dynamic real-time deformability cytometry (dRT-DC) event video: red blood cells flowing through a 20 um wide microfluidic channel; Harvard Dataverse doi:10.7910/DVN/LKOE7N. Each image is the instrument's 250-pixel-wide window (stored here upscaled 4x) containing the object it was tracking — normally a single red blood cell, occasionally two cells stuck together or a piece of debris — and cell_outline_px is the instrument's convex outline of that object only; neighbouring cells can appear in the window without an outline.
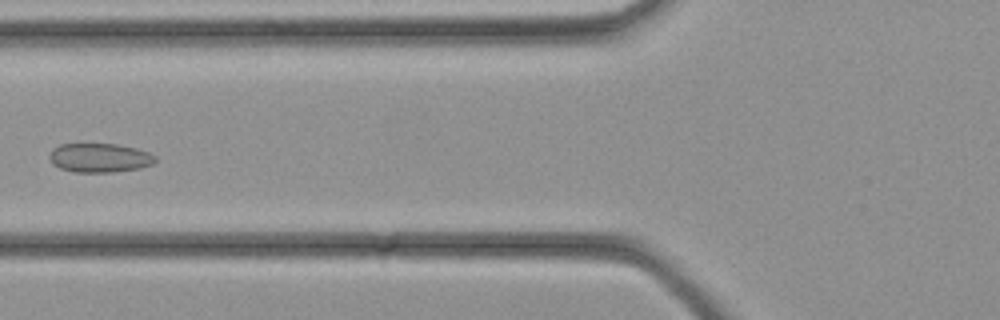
{"species": "common noctule bat (a hibernating species)", "species_latin": "Nyctalus noctula", "temperature_condition": "cold", "stored_images_in_passage": 35, "camera_frame_rate_fps": 3000, "um_per_image_px": 0.085, "animal": {"sex": "female", "body_mass_g": 21.9}, "frame": {"image": 1, "passage_image": 14, "time_ms": 4.333, "image_size_px": [1000, 320], "cell_outline_px": [[156, 160], [152, 164], [140, 168], [112, 172], [76, 172], [60, 168], [52, 164], [48, 156], [52, 148], [60, 144], [116, 144], [136, 148], [148, 152], [156, 156]], "centroid_in_image_um": [8.44, 13.41], "position_along_channel_um": 117.4, "area_um2": 17.98}}
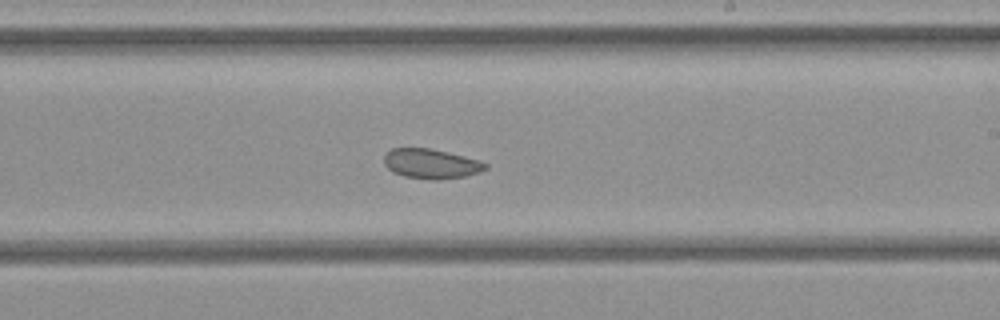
{"frame": {"image": 2, "passage_image": 21, "time_ms": 6.667, "image_size_px": [1000, 320], "cell_outline_px": [[488, 168], [480, 172], [464, 176], [436, 180], [432, 180], [404, 176], [392, 172], [384, 164], [384, 156], [392, 148], [432, 148], [480, 160], [488, 164]], "centroid_in_image_um": [36.65, 13.91], "position_along_channel_um": 252.3, "area_um2": 17.63}}
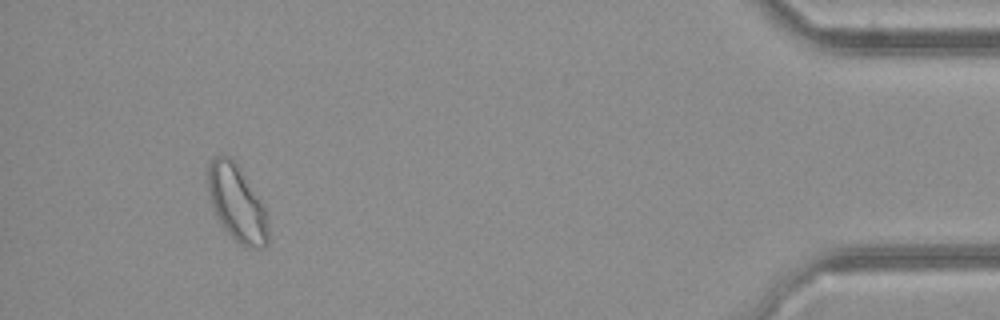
{"frame": {"image": 3, "passage_image": 33, "time_ms": 10.667, "image_size_px": [1000, 320], "cell_outline_px": [[268, 244], [252, 248], [248, 248], [240, 244], [224, 228], [216, 216], [212, 208], [208, 188], [208, 164], [216, 156], [228, 156], [236, 164], [264, 204], [268, 228]], "centroid_in_image_um": [20.13, 17.29], "position_along_channel_um": 415.1, "area_um2": 26.3}}